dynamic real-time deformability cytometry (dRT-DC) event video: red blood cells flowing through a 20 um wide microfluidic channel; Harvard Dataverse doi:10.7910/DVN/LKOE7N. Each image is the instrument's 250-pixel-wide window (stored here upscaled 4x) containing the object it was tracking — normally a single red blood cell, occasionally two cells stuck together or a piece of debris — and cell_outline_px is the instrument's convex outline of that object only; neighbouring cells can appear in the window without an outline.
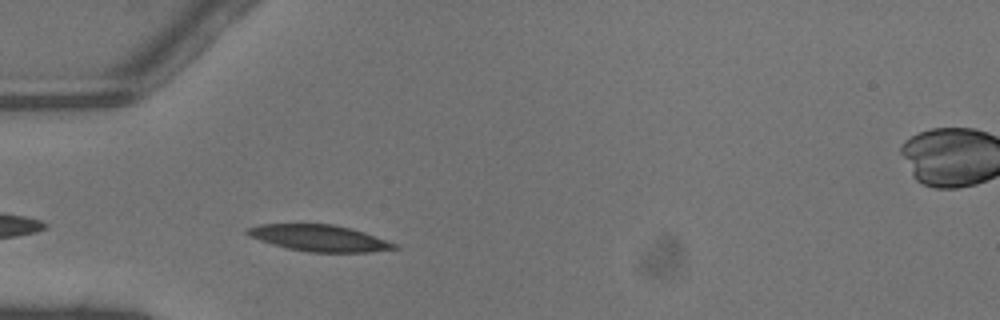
{"species": "common noctule bat (a hibernating species)", "species_latin": "Nyctalus noctula", "temperature_condition": "warm", "stored_images_in_passage": 22, "camera_frame_rate_fps": 3000, "um_per_image_px": 0.085, "animal": {"sex": "male", "body_mass_g": 13.3}, "frame": {"image": 1, "passage_image": 2, "time_ms": 0.333, "image_size_px": [1000, 320], "cell_outline_px": [[400, 248], [368, 252], [308, 252], [288, 248], [260, 240], [248, 236], [244, 232], [244, 228], [260, 224], [332, 224], [364, 232], [396, 244]], "centroid_in_image_um": [27.09, 20.23], "position_along_channel_um": 57.9, "area_um2": 22.43}}
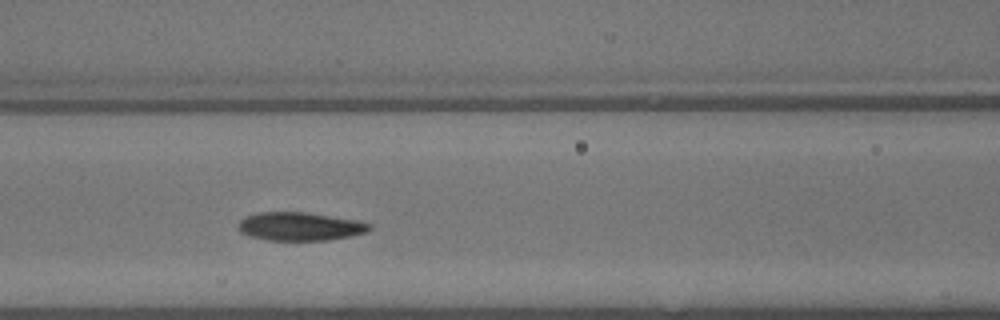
{"frame": {"image": 2, "passage_image": 8, "time_ms": 2.333, "image_size_px": [1000, 320], "cell_outline_px": [[372, 228], [368, 232], [328, 240], [268, 240], [252, 236], [240, 232], [236, 228], [240, 220], [244, 216], [256, 212], [308, 212], [356, 220], [372, 224]], "centroid_in_image_um": [25.47, 19.23], "position_along_channel_um": 141.1, "area_um2": 21.79}}
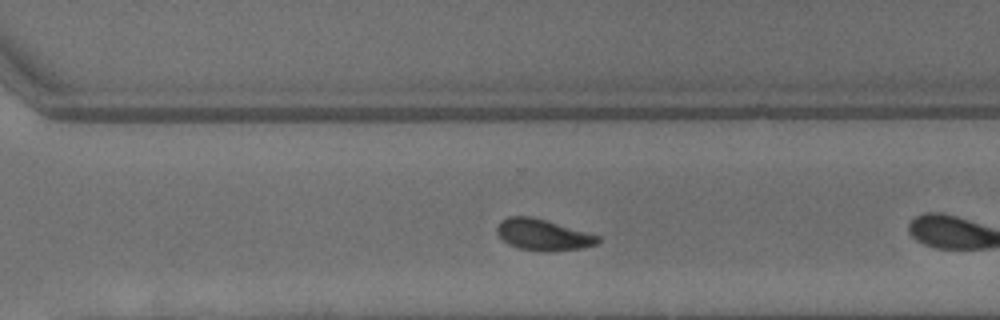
{"frame": {"image": 3, "passage_image": 18, "time_ms": 5.667, "image_size_px": [1000, 320], "cell_outline_px": [[600, 240], [596, 244], [584, 248], [548, 252], [520, 248], [508, 244], [496, 232], [496, 228], [500, 220], [508, 216], [532, 216], [588, 232], [600, 236]], "centroid_in_image_um": [46.16, 19.95], "position_along_channel_um": 324.4, "area_um2": 18.44}}